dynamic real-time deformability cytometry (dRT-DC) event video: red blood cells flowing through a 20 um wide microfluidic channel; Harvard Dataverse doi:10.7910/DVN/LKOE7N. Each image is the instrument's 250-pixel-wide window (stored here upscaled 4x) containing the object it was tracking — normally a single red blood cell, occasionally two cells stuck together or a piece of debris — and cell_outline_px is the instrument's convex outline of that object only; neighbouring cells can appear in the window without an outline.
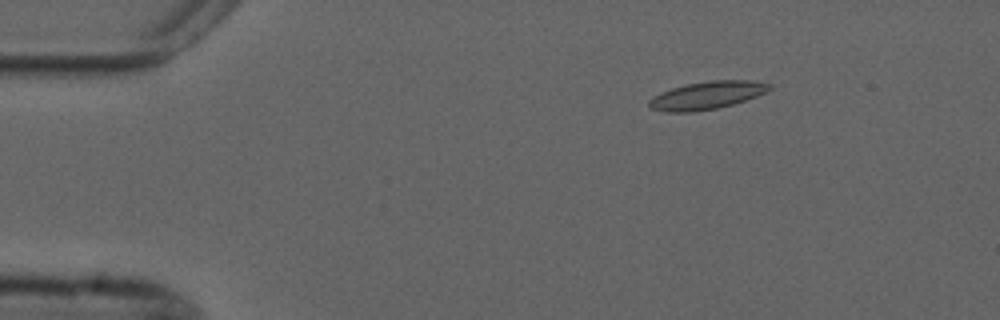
{"species": "common noctule bat (a hibernating species)", "species_latin": "Nyctalus noctula", "temperature_condition": "cold", "stored_images_in_passage": 5, "camera_frame_rate_fps": 3000, "um_per_image_px": 0.085, "animal": {"sex": "male", "forearm_length_mm": 52.5}, "frame": {"image": 1, "passage_image": 2, "time_ms": 1.0, "image_size_px": [1000, 320], "cell_outline_px": [[772, 88], [768, 92], [732, 104], [716, 108], [692, 112], [664, 112], [652, 108], [648, 104], [648, 100], [652, 96], [660, 92], [672, 88], [688, 84], [708, 80], [748, 80], [772, 84]], "centroid_in_image_um": [60.08, 8.1], "position_along_channel_um": 24.9, "area_um2": 19.48}}
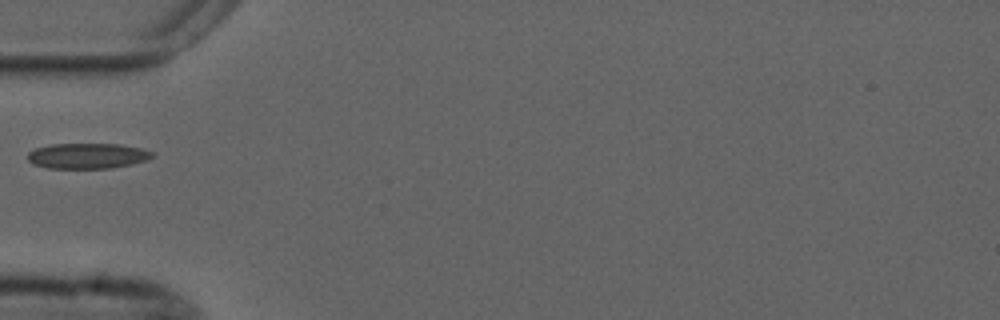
{"frame": {"image": 2, "passage_image": 5, "time_ms": 4.333, "image_size_px": [1000, 320], "cell_outline_px": [[156, 156], [148, 160], [132, 164], [108, 168], [48, 168], [32, 164], [28, 160], [28, 152], [36, 148], [52, 144], [120, 144], [140, 148], [152, 152]], "centroid_in_image_um": [7.44, 13.25], "position_along_channel_um": 77.6, "area_um2": 18.5}}